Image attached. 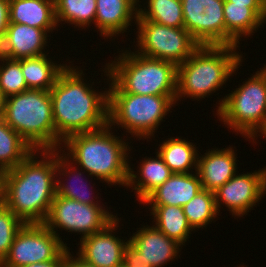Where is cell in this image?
Returning a JSON list of instances; mask_svg holds the SVG:
<instances>
[{"mask_svg": "<svg viewBox=\"0 0 266 267\" xmlns=\"http://www.w3.org/2000/svg\"><path fill=\"white\" fill-rule=\"evenodd\" d=\"M56 150H33L17 167L1 173L3 203L24 223L43 224L56 195ZM56 175V176H55Z\"/></svg>", "mask_w": 266, "mask_h": 267, "instance_id": "cell-1", "label": "cell"}, {"mask_svg": "<svg viewBox=\"0 0 266 267\" xmlns=\"http://www.w3.org/2000/svg\"><path fill=\"white\" fill-rule=\"evenodd\" d=\"M82 74L83 71L67 66L49 91L57 146L70 135L95 131L108 125V90L96 93L82 81Z\"/></svg>", "mask_w": 266, "mask_h": 267, "instance_id": "cell-2", "label": "cell"}, {"mask_svg": "<svg viewBox=\"0 0 266 267\" xmlns=\"http://www.w3.org/2000/svg\"><path fill=\"white\" fill-rule=\"evenodd\" d=\"M110 128L108 124L95 131L73 134L63 143L70 150L67 156L90 176L127 187L130 166L126 152L130 147L115 137Z\"/></svg>", "mask_w": 266, "mask_h": 267, "instance_id": "cell-3", "label": "cell"}, {"mask_svg": "<svg viewBox=\"0 0 266 267\" xmlns=\"http://www.w3.org/2000/svg\"><path fill=\"white\" fill-rule=\"evenodd\" d=\"M236 50L237 46H200L177 66L176 102L182 96L200 100L219 90L241 66Z\"/></svg>", "mask_w": 266, "mask_h": 267, "instance_id": "cell-4", "label": "cell"}, {"mask_svg": "<svg viewBox=\"0 0 266 267\" xmlns=\"http://www.w3.org/2000/svg\"><path fill=\"white\" fill-rule=\"evenodd\" d=\"M3 118L33 150H58L49 91L27 89L5 98Z\"/></svg>", "mask_w": 266, "mask_h": 267, "instance_id": "cell-5", "label": "cell"}, {"mask_svg": "<svg viewBox=\"0 0 266 267\" xmlns=\"http://www.w3.org/2000/svg\"><path fill=\"white\" fill-rule=\"evenodd\" d=\"M117 62L106 64L109 76L123 92L141 95L176 96L177 66L171 62L125 51ZM108 73V74H107Z\"/></svg>", "mask_w": 266, "mask_h": 267, "instance_id": "cell-6", "label": "cell"}, {"mask_svg": "<svg viewBox=\"0 0 266 267\" xmlns=\"http://www.w3.org/2000/svg\"><path fill=\"white\" fill-rule=\"evenodd\" d=\"M109 86L108 124L125 128L137 138H150L176 104V96L141 95L123 92L113 81ZM139 136V137H138Z\"/></svg>", "mask_w": 266, "mask_h": 267, "instance_id": "cell-7", "label": "cell"}, {"mask_svg": "<svg viewBox=\"0 0 266 267\" xmlns=\"http://www.w3.org/2000/svg\"><path fill=\"white\" fill-rule=\"evenodd\" d=\"M248 79L219 101L217 115L225 125L254 141L258 132H266V66Z\"/></svg>", "mask_w": 266, "mask_h": 267, "instance_id": "cell-8", "label": "cell"}, {"mask_svg": "<svg viewBox=\"0 0 266 267\" xmlns=\"http://www.w3.org/2000/svg\"><path fill=\"white\" fill-rule=\"evenodd\" d=\"M135 23L140 49L136 52L146 57L179 66L201 46L184 27H168L144 18H137Z\"/></svg>", "mask_w": 266, "mask_h": 267, "instance_id": "cell-9", "label": "cell"}, {"mask_svg": "<svg viewBox=\"0 0 266 267\" xmlns=\"http://www.w3.org/2000/svg\"><path fill=\"white\" fill-rule=\"evenodd\" d=\"M67 244L44 224H24L17 232L0 267H22L47 261H65Z\"/></svg>", "mask_w": 266, "mask_h": 267, "instance_id": "cell-10", "label": "cell"}, {"mask_svg": "<svg viewBox=\"0 0 266 267\" xmlns=\"http://www.w3.org/2000/svg\"><path fill=\"white\" fill-rule=\"evenodd\" d=\"M115 219L116 216L107 212L105 207L55 195L43 224L57 236L55 230L63 228L68 232L82 233L80 239H83L104 230Z\"/></svg>", "mask_w": 266, "mask_h": 267, "instance_id": "cell-11", "label": "cell"}, {"mask_svg": "<svg viewBox=\"0 0 266 267\" xmlns=\"http://www.w3.org/2000/svg\"><path fill=\"white\" fill-rule=\"evenodd\" d=\"M184 28L201 45L225 46L224 0H181Z\"/></svg>", "mask_w": 266, "mask_h": 267, "instance_id": "cell-12", "label": "cell"}, {"mask_svg": "<svg viewBox=\"0 0 266 267\" xmlns=\"http://www.w3.org/2000/svg\"><path fill=\"white\" fill-rule=\"evenodd\" d=\"M128 241L123 259L128 267H162L177 257L181 246L154 225L139 228Z\"/></svg>", "mask_w": 266, "mask_h": 267, "instance_id": "cell-13", "label": "cell"}, {"mask_svg": "<svg viewBox=\"0 0 266 267\" xmlns=\"http://www.w3.org/2000/svg\"><path fill=\"white\" fill-rule=\"evenodd\" d=\"M264 168L254 173L235 174L217 189L214 192L217 210L220 212V202L223 201L232 215L241 217L247 214L266 194V167Z\"/></svg>", "mask_w": 266, "mask_h": 267, "instance_id": "cell-14", "label": "cell"}, {"mask_svg": "<svg viewBox=\"0 0 266 267\" xmlns=\"http://www.w3.org/2000/svg\"><path fill=\"white\" fill-rule=\"evenodd\" d=\"M118 222L119 218H116L104 230L80 239L78 257L94 267H120L129 241L125 242L112 235Z\"/></svg>", "mask_w": 266, "mask_h": 267, "instance_id": "cell-15", "label": "cell"}, {"mask_svg": "<svg viewBox=\"0 0 266 267\" xmlns=\"http://www.w3.org/2000/svg\"><path fill=\"white\" fill-rule=\"evenodd\" d=\"M46 44L47 33L43 29L9 23L0 43V55L10 59L41 56Z\"/></svg>", "mask_w": 266, "mask_h": 267, "instance_id": "cell-16", "label": "cell"}, {"mask_svg": "<svg viewBox=\"0 0 266 267\" xmlns=\"http://www.w3.org/2000/svg\"><path fill=\"white\" fill-rule=\"evenodd\" d=\"M195 174H192V171L190 173H173L141 203L151 206L183 207L203 190L197 172Z\"/></svg>", "mask_w": 266, "mask_h": 267, "instance_id": "cell-17", "label": "cell"}, {"mask_svg": "<svg viewBox=\"0 0 266 267\" xmlns=\"http://www.w3.org/2000/svg\"><path fill=\"white\" fill-rule=\"evenodd\" d=\"M198 156L197 174L202 188L215 192L230 180L236 173V153L232 147L208 151Z\"/></svg>", "mask_w": 266, "mask_h": 267, "instance_id": "cell-18", "label": "cell"}, {"mask_svg": "<svg viewBox=\"0 0 266 267\" xmlns=\"http://www.w3.org/2000/svg\"><path fill=\"white\" fill-rule=\"evenodd\" d=\"M138 2L139 0H96L95 27L107 38L124 33L132 19L138 17Z\"/></svg>", "mask_w": 266, "mask_h": 267, "instance_id": "cell-19", "label": "cell"}, {"mask_svg": "<svg viewBox=\"0 0 266 267\" xmlns=\"http://www.w3.org/2000/svg\"><path fill=\"white\" fill-rule=\"evenodd\" d=\"M9 23L43 29L56 28L55 3L50 0H9Z\"/></svg>", "mask_w": 266, "mask_h": 267, "instance_id": "cell-20", "label": "cell"}, {"mask_svg": "<svg viewBox=\"0 0 266 267\" xmlns=\"http://www.w3.org/2000/svg\"><path fill=\"white\" fill-rule=\"evenodd\" d=\"M225 46H238L241 36L251 35L264 21L246 5L224 0Z\"/></svg>", "mask_w": 266, "mask_h": 267, "instance_id": "cell-21", "label": "cell"}, {"mask_svg": "<svg viewBox=\"0 0 266 267\" xmlns=\"http://www.w3.org/2000/svg\"><path fill=\"white\" fill-rule=\"evenodd\" d=\"M156 156L157 158L155 159L148 157V159L146 158L142 161L139 168V178L133 173L134 171L129 168L127 187L130 186L136 191L140 202L157 187L161 186L173 174L158 152Z\"/></svg>", "mask_w": 266, "mask_h": 267, "instance_id": "cell-22", "label": "cell"}, {"mask_svg": "<svg viewBox=\"0 0 266 267\" xmlns=\"http://www.w3.org/2000/svg\"><path fill=\"white\" fill-rule=\"evenodd\" d=\"M47 54L20 59L21 70L28 89L50 91L58 75L67 65H55ZM65 65V66H64Z\"/></svg>", "mask_w": 266, "mask_h": 267, "instance_id": "cell-23", "label": "cell"}, {"mask_svg": "<svg viewBox=\"0 0 266 267\" xmlns=\"http://www.w3.org/2000/svg\"><path fill=\"white\" fill-rule=\"evenodd\" d=\"M151 215L157 227L168 238L176 241L181 246L184 245L193 231L188 224L186 215L184 214L183 207L178 206H151Z\"/></svg>", "mask_w": 266, "mask_h": 267, "instance_id": "cell-24", "label": "cell"}, {"mask_svg": "<svg viewBox=\"0 0 266 267\" xmlns=\"http://www.w3.org/2000/svg\"><path fill=\"white\" fill-rule=\"evenodd\" d=\"M159 148L158 154L173 173H189L195 166L197 170L198 153L196 145L178 137L168 138Z\"/></svg>", "mask_w": 266, "mask_h": 267, "instance_id": "cell-25", "label": "cell"}, {"mask_svg": "<svg viewBox=\"0 0 266 267\" xmlns=\"http://www.w3.org/2000/svg\"><path fill=\"white\" fill-rule=\"evenodd\" d=\"M33 149L0 118V174L17 167Z\"/></svg>", "mask_w": 266, "mask_h": 267, "instance_id": "cell-26", "label": "cell"}, {"mask_svg": "<svg viewBox=\"0 0 266 267\" xmlns=\"http://www.w3.org/2000/svg\"><path fill=\"white\" fill-rule=\"evenodd\" d=\"M147 3L148 9H138L137 18H144L168 27H184L181 0H148Z\"/></svg>", "mask_w": 266, "mask_h": 267, "instance_id": "cell-27", "label": "cell"}, {"mask_svg": "<svg viewBox=\"0 0 266 267\" xmlns=\"http://www.w3.org/2000/svg\"><path fill=\"white\" fill-rule=\"evenodd\" d=\"M56 21L85 27L95 22L96 0H57L55 2ZM93 21V22H92Z\"/></svg>", "mask_w": 266, "mask_h": 267, "instance_id": "cell-28", "label": "cell"}, {"mask_svg": "<svg viewBox=\"0 0 266 267\" xmlns=\"http://www.w3.org/2000/svg\"><path fill=\"white\" fill-rule=\"evenodd\" d=\"M188 224L193 230L203 228L218 215L215 194L208 190H201L187 204L183 206Z\"/></svg>", "mask_w": 266, "mask_h": 267, "instance_id": "cell-29", "label": "cell"}, {"mask_svg": "<svg viewBox=\"0 0 266 267\" xmlns=\"http://www.w3.org/2000/svg\"><path fill=\"white\" fill-rule=\"evenodd\" d=\"M56 152H58L57 153V164H56V173L58 172V174H60V176L61 175H66V176H68L67 174H71V175H73V178H79L80 176H82L81 175V172L79 171L78 173L76 172L77 171V169H74V166L73 165H71L70 163H69V157L67 158V156H66V154H65V156L63 157L61 154L60 155H58L59 154V151H56ZM68 162V163H67ZM72 166V167H70L69 168V166ZM70 169V170H69ZM73 169V170H72ZM74 170H76V171H74ZM62 172V173H61ZM76 173L75 175L73 174V173ZM75 176V177H74ZM79 176V177H78ZM76 179V180H77ZM82 179L83 178H81V182H82ZM76 183H77V181H76ZM84 183V182H83ZM81 184V186H80V188H81V190L79 189L78 190V188H75V186L74 185H67V184H64V183H62L61 182V180L59 181V179H57L56 180V195L57 196H62V197H66V198H69V199H73V200H76V201H79V202H81V203H83V204H88V205H99L98 204V201H96V203H95V201H94V199L92 198V197H90L93 193H90V196H88L89 194V192L87 191H85L84 189H82V188H84V186H85V188L87 187V185H84V184ZM69 184H71V183H69ZM86 184V183H85ZM78 186V185H77ZM88 194V195H87Z\"/></svg>", "mask_w": 266, "mask_h": 267, "instance_id": "cell-30", "label": "cell"}, {"mask_svg": "<svg viewBox=\"0 0 266 267\" xmlns=\"http://www.w3.org/2000/svg\"><path fill=\"white\" fill-rule=\"evenodd\" d=\"M0 91L4 98L24 92L28 89L21 70L20 59H10L0 55ZM6 61V62H5Z\"/></svg>", "mask_w": 266, "mask_h": 267, "instance_id": "cell-31", "label": "cell"}, {"mask_svg": "<svg viewBox=\"0 0 266 267\" xmlns=\"http://www.w3.org/2000/svg\"><path fill=\"white\" fill-rule=\"evenodd\" d=\"M23 225L4 203L0 205V263L8 255L13 240Z\"/></svg>", "mask_w": 266, "mask_h": 267, "instance_id": "cell-32", "label": "cell"}, {"mask_svg": "<svg viewBox=\"0 0 266 267\" xmlns=\"http://www.w3.org/2000/svg\"><path fill=\"white\" fill-rule=\"evenodd\" d=\"M250 7L264 22L266 21V0H226Z\"/></svg>", "mask_w": 266, "mask_h": 267, "instance_id": "cell-33", "label": "cell"}, {"mask_svg": "<svg viewBox=\"0 0 266 267\" xmlns=\"http://www.w3.org/2000/svg\"><path fill=\"white\" fill-rule=\"evenodd\" d=\"M9 24V0H0V43Z\"/></svg>", "mask_w": 266, "mask_h": 267, "instance_id": "cell-34", "label": "cell"}, {"mask_svg": "<svg viewBox=\"0 0 266 267\" xmlns=\"http://www.w3.org/2000/svg\"><path fill=\"white\" fill-rule=\"evenodd\" d=\"M69 250L70 249H68L66 252V260L64 267H94L93 265L86 263L80 257L76 258L71 257L72 255L69 252Z\"/></svg>", "mask_w": 266, "mask_h": 267, "instance_id": "cell-35", "label": "cell"}, {"mask_svg": "<svg viewBox=\"0 0 266 267\" xmlns=\"http://www.w3.org/2000/svg\"><path fill=\"white\" fill-rule=\"evenodd\" d=\"M65 261H47L42 263L28 264L22 267H64Z\"/></svg>", "mask_w": 266, "mask_h": 267, "instance_id": "cell-36", "label": "cell"}, {"mask_svg": "<svg viewBox=\"0 0 266 267\" xmlns=\"http://www.w3.org/2000/svg\"><path fill=\"white\" fill-rule=\"evenodd\" d=\"M4 100L5 98L2 96V93L0 91V118L3 117L4 113Z\"/></svg>", "mask_w": 266, "mask_h": 267, "instance_id": "cell-37", "label": "cell"}, {"mask_svg": "<svg viewBox=\"0 0 266 267\" xmlns=\"http://www.w3.org/2000/svg\"><path fill=\"white\" fill-rule=\"evenodd\" d=\"M3 203V181L0 174V205Z\"/></svg>", "mask_w": 266, "mask_h": 267, "instance_id": "cell-38", "label": "cell"}]
</instances>
